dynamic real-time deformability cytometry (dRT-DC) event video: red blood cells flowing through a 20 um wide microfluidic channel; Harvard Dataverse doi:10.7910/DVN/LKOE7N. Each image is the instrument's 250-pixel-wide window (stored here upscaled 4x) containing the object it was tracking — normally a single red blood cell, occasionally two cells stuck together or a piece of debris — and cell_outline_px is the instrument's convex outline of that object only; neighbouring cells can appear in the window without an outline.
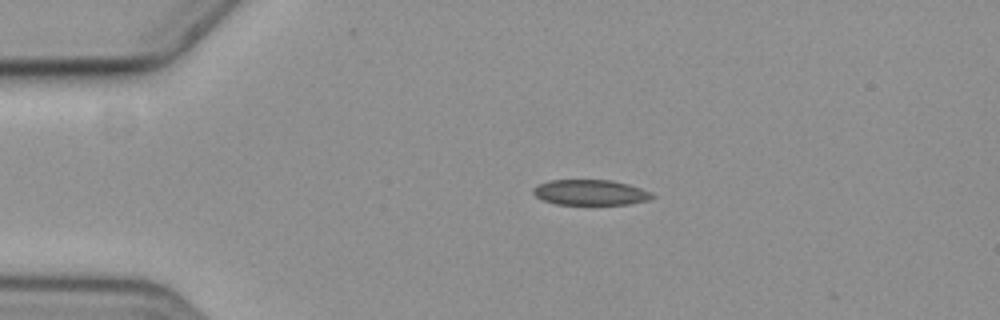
{"species": "common noctule bat (a hibernating species)", "species_latin": "Nyctalus noctula", "temperature_condition": "cold", "stored_images_in_passage": 6, "camera_frame_rate_fps": 3000, "um_per_image_px": 0.085, "animal": {"sex": "female", "body_mass_g": 19.3, "forearm_length_mm": 54.1}, "frame": {"image": 1, "passage_image": 1, "time_ms": 0.0, "image_size_px": [1000, 320], "cell_outline_px": [[656, 196], [648, 200], [628, 204], [556, 204], [544, 200], [536, 196], [532, 192], [532, 188], [548, 180], [612, 180], [628, 184], [652, 192]], "centroid_in_image_um": [50.19, 16.35], "position_along_channel_um": 34.8, "area_um2": 17.57}}